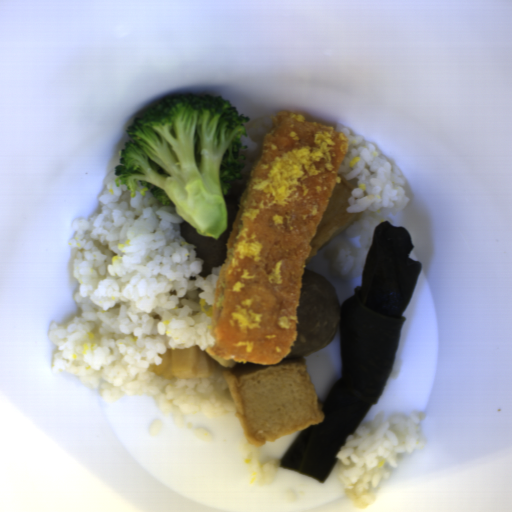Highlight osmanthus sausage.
Instances as JSON below:
<instances>
[{
    "instance_id": "1",
    "label": "osmanthus sausage",
    "mask_w": 512,
    "mask_h": 512,
    "mask_svg": "<svg viewBox=\"0 0 512 512\" xmlns=\"http://www.w3.org/2000/svg\"><path fill=\"white\" fill-rule=\"evenodd\" d=\"M210 348L202 350L197 345L184 348H166L158 353L163 359L159 365H151L147 372H154L166 379H190L212 376L220 363L225 368H234L238 361L211 354Z\"/></svg>"
}]
</instances>
